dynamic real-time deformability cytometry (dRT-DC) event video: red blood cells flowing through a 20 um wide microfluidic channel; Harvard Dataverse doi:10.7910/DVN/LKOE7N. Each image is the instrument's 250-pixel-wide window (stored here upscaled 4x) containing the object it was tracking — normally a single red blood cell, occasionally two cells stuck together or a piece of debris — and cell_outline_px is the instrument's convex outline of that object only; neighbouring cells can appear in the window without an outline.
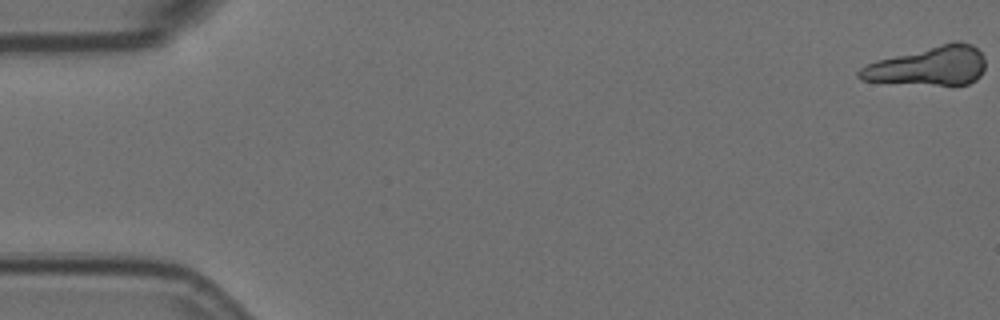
{"species": "Egyptian fruit bat (a non-hibernating species)", "species_latin": "Rousettus aegyptiacus", "temperature_condition": "room temperature", "stored_images_in_passage": 8, "camera_frame_rate_fps": 3000, "um_per_image_px": 0.085, "animal": {"sex": "female"}, "frame": {"image": 1, "passage_image": 1, "time_ms": 0.0, "image_size_px": [1000, 320], "cell_outline_px": [[984, 68], [980, 76], [976, 80], [968, 84], [952, 88], [860, 80], [856, 76], [856, 72], [860, 68], [868, 64], [880, 60], [952, 40], [960, 40], [972, 44], [984, 56]], "centroid_in_image_um": [78.98, 5.65], "position_along_channel_um": 6.0, "area_um2": 29.59}}
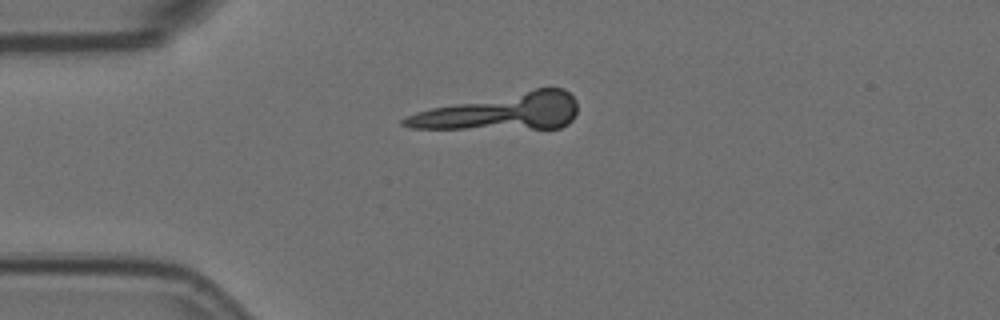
{"frame": {"image": 2, "passage_image": 5, "time_ms": 1.333, "image_size_px": [1000, 320], "cell_outline_px": [[576, 112], [572, 120], [568, 124], [560, 128], [412, 128], [400, 124], [400, 120], [416, 112], [432, 108], [536, 88], [564, 88], [576, 100]], "centroid_in_image_um": [42.66, 9.5], "position_along_channel_um": 42.3, "area_um2": 36.24}}